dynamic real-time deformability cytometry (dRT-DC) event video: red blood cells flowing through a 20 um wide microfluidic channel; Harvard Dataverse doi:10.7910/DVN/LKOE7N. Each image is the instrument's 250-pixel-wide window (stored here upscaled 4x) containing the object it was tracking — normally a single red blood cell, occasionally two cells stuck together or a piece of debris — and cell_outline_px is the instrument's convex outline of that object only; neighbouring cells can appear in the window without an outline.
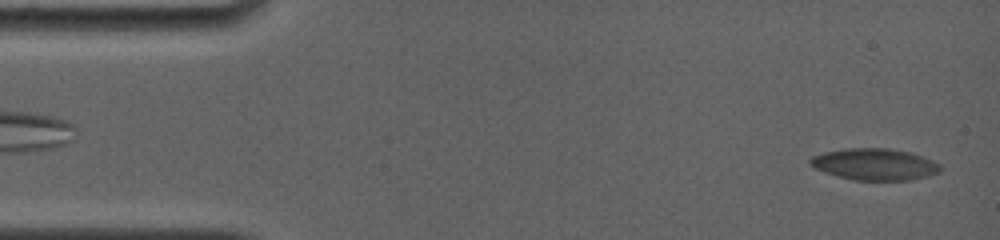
{"species": "common noctule bat (a hibernating species)", "species_latin": "Nyctalus noctula", "temperature_condition": "room temperature", "stored_images_in_passage": 101, "camera_frame_rate_fps": 4000, "um_per_image_px": 0.085, "animal": {"sex": "female", "body_mass_g": 19.0, "forearm_length_mm": 56.7}, "frame": {"image": 1, "passage_image": 3, "time_ms": 0.5, "image_size_px": [1000, 240], "cell_outline_px": [[940, 172], [928, 176], [908, 180], [852, 180], [836, 176], [824, 172], [808, 164], [808, 160], [812, 156], [824, 152], [844, 148], [888, 148], [912, 152], [932, 160], [940, 164]], "centroid_in_image_um": [74.32, 13.96], "position_along_channel_um": 10.7, "area_um2": 24.16}}
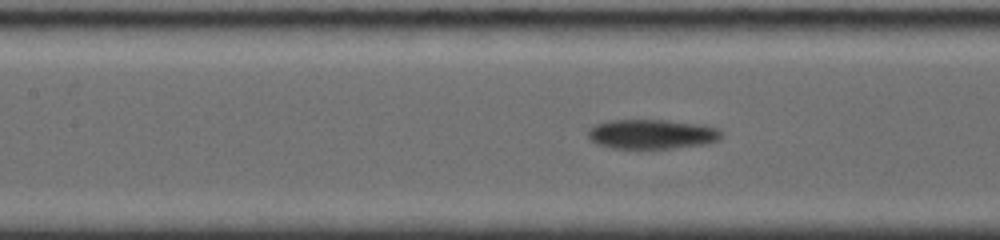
{"frame": {"image": 2, "passage_image": 42, "time_ms": 7.5, "image_size_px": [1000, 240], "cell_outline_px": [[724, 132], [720, 140], [708, 144], [672, 148], [612, 148], [596, 144], [588, 136], [588, 128], [596, 124], [608, 120], [664, 120], [704, 124], [716, 128]], "centroid_in_image_um": [55.45, 11.4], "position_along_channel_um": 152.0, "area_um2": 23.24}}
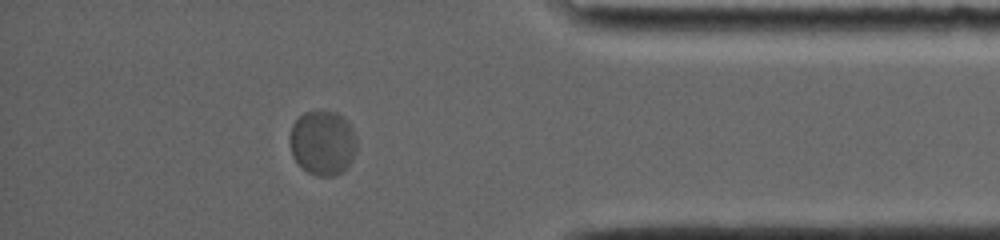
{"frame": {"image": 3, "passage_image": 88, "time_ms": 15.0, "image_size_px": [1000, 240], "cell_outline_px": [[356, 152], [352, 160], [340, 172], [332, 176], [316, 176], [308, 172], [292, 156], [288, 140], [292, 124], [304, 112], [336, 112], [352, 128], [356, 136]], "centroid_in_image_um": [27.4, 12.15], "position_along_channel_um": 407.8, "area_um2": 24.97}}